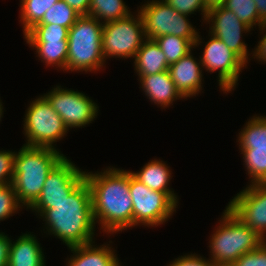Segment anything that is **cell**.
Segmentation results:
<instances>
[{
  "label": "cell",
  "mask_w": 266,
  "mask_h": 266,
  "mask_svg": "<svg viewBox=\"0 0 266 266\" xmlns=\"http://www.w3.org/2000/svg\"><path fill=\"white\" fill-rule=\"evenodd\" d=\"M69 29L57 24L34 25L24 34L26 42L68 40Z\"/></svg>",
  "instance_id": "obj_28"
},
{
  "label": "cell",
  "mask_w": 266,
  "mask_h": 266,
  "mask_svg": "<svg viewBox=\"0 0 266 266\" xmlns=\"http://www.w3.org/2000/svg\"><path fill=\"white\" fill-rule=\"evenodd\" d=\"M145 37L155 39L163 35H175L188 39L194 49L203 43L197 30L190 23L189 15L175 11L163 0H152L139 6Z\"/></svg>",
  "instance_id": "obj_6"
},
{
  "label": "cell",
  "mask_w": 266,
  "mask_h": 266,
  "mask_svg": "<svg viewBox=\"0 0 266 266\" xmlns=\"http://www.w3.org/2000/svg\"><path fill=\"white\" fill-rule=\"evenodd\" d=\"M16 151L0 150V185L12 183Z\"/></svg>",
  "instance_id": "obj_33"
},
{
  "label": "cell",
  "mask_w": 266,
  "mask_h": 266,
  "mask_svg": "<svg viewBox=\"0 0 266 266\" xmlns=\"http://www.w3.org/2000/svg\"><path fill=\"white\" fill-rule=\"evenodd\" d=\"M154 40L165 54L168 65L176 63L194 48L188 39L175 35H163Z\"/></svg>",
  "instance_id": "obj_25"
},
{
  "label": "cell",
  "mask_w": 266,
  "mask_h": 266,
  "mask_svg": "<svg viewBox=\"0 0 266 266\" xmlns=\"http://www.w3.org/2000/svg\"><path fill=\"white\" fill-rule=\"evenodd\" d=\"M129 189L133 204V227H157L176 212L179 203L176 193L153 191L136 179L130 170Z\"/></svg>",
  "instance_id": "obj_7"
},
{
  "label": "cell",
  "mask_w": 266,
  "mask_h": 266,
  "mask_svg": "<svg viewBox=\"0 0 266 266\" xmlns=\"http://www.w3.org/2000/svg\"><path fill=\"white\" fill-rule=\"evenodd\" d=\"M138 78L141 83L140 88L144 91L147 99L161 108H169L174 101L185 99L177 90L168 70L157 74L138 76Z\"/></svg>",
  "instance_id": "obj_16"
},
{
  "label": "cell",
  "mask_w": 266,
  "mask_h": 266,
  "mask_svg": "<svg viewBox=\"0 0 266 266\" xmlns=\"http://www.w3.org/2000/svg\"><path fill=\"white\" fill-rule=\"evenodd\" d=\"M209 24V33L220 39L234 53H236L246 64L251 56L247 44L242 40L243 33H248L252 28L240 21L233 11L224 6L213 8L208 11L204 23ZM211 24V25H210Z\"/></svg>",
  "instance_id": "obj_14"
},
{
  "label": "cell",
  "mask_w": 266,
  "mask_h": 266,
  "mask_svg": "<svg viewBox=\"0 0 266 266\" xmlns=\"http://www.w3.org/2000/svg\"><path fill=\"white\" fill-rule=\"evenodd\" d=\"M210 39L199 57L203 69L213 73L218 71V86L224 93H231L238 85L240 72L247 64L224 42L209 33Z\"/></svg>",
  "instance_id": "obj_10"
},
{
  "label": "cell",
  "mask_w": 266,
  "mask_h": 266,
  "mask_svg": "<svg viewBox=\"0 0 266 266\" xmlns=\"http://www.w3.org/2000/svg\"><path fill=\"white\" fill-rule=\"evenodd\" d=\"M58 1L59 0H21L19 18L23 26V34L39 23L46 11Z\"/></svg>",
  "instance_id": "obj_24"
},
{
  "label": "cell",
  "mask_w": 266,
  "mask_h": 266,
  "mask_svg": "<svg viewBox=\"0 0 266 266\" xmlns=\"http://www.w3.org/2000/svg\"><path fill=\"white\" fill-rule=\"evenodd\" d=\"M95 224L113 235L133 227V204L129 189V171L107 167L97 173L86 172Z\"/></svg>",
  "instance_id": "obj_1"
},
{
  "label": "cell",
  "mask_w": 266,
  "mask_h": 266,
  "mask_svg": "<svg viewBox=\"0 0 266 266\" xmlns=\"http://www.w3.org/2000/svg\"><path fill=\"white\" fill-rule=\"evenodd\" d=\"M45 221L48 235L69 248L94 242L95 221L90 187L84 180L68 198L52 204V209H30Z\"/></svg>",
  "instance_id": "obj_2"
},
{
  "label": "cell",
  "mask_w": 266,
  "mask_h": 266,
  "mask_svg": "<svg viewBox=\"0 0 266 266\" xmlns=\"http://www.w3.org/2000/svg\"><path fill=\"white\" fill-rule=\"evenodd\" d=\"M29 233H22L16 241L11 240L8 266H46L41 244Z\"/></svg>",
  "instance_id": "obj_18"
},
{
  "label": "cell",
  "mask_w": 266,
  "mask_h": 266,
  "mask_svg": "<svg viewBox=\"0 0 266 266\" xmlns=\"http://www.w3.org/2000/svg\"><path fill=\"white\" fill-rule=\"evenodd\" d=\"M237 138L239 149H266V116L250 117Z\"/></svg>",
  "instance_id": "obj_22"
},
{
  "label": "cell",
  "mask_w": 266,
  "mask_h": 266,
  "mask_svg": "<svg viewBox=\"0 0 266 266\" xmlns=\"http://www.w3.org/2000/svg\"><path fill=\"white\" fill-rule=\"evenodd\" d=\"M232 266H266V240L256 250L239 257Z\"/></svg>",
  "instance_id": "obj_32"
},
{
  "label": "cell",
  "mask_w": 266,
  "mask_h": 266,
  "mask_svg": "<svg viewBox=\"0 0 266 266\" xmlns=\"http://www.w3.org/2000/svg\"><path fill=\"white\" fill-rule=\"evenodd\" d=\"M64 157L56 148L27 145L15 153L12 185L24 208L39 197L48 174Z\"/></svg>",
  "instance_id": "obj_3"
},
{
  "label": "cell",
  "mask_w": 266,
  "mask_h": 266,
  "mask_svg": "<svg viewBox=\"0 0 266 266\" xmlns=\"http://www.w3.org/2000/svg\"><path fill=\"white\" fill-rule=\"evenodd\" d=\"M219 226L210 236V260L215 266H232L245 253L256 250L264 240L226 206Z\"/></svg>",
  "instance_id": "obj_4"
},
{
  "label": "cell",
  "mask_w": 266,
  "mask_h": 266,
  "mask_svg": "<svg viewBox=\"0 0 266 266\" xmlns=\"http://www.w3.org/2000/svg\"><path fill=\"white\" fill-rule=\"evenodd\" d=\"M131 14L123 0H91L88 11V16L101 23L123 19Z\"/></svg>",
  "instance_id": "obj_23"
},
{
  "label": "cell",
  "mask_w": 266,
  "mask_h": 266,
  "mask_svg": "<svg viewBox=\"0 0 266 266\" xmlns=\"http://www.w3.org/2000/svg\"><path fill=\"white\" fill-rule=\"evenodd\" d=\"M227 207L245 225L266 240V183L248 184Z\"/></svg>",
  "instance_id": "obj_13"
},
{
  "label": "cell",
  "mask_w": 266,
  "mask_h": 266,
  "mask_svg": "<svg viewBox=\"0 0 266 266\" xmlns=\"http://www.w3.org/2000/svg\"><path fill=\"white\" fill-rule=\"evenodd\" d=\"M103 23L81 15L68 32L67 72H97L104 66Z\"/></svg>",
  "instance_id": "obj_5"
},
{
  "label": "cell",
  "mask_w": 266,
  "mask_h": 266,
  "mask_svg": "<svg viewBox=\"0 0 266 266\" xmlns=\"http://www.w3.org/2000/svg\"><path fill=\"white\" fill-rule=\"evenodd\" d=\"M81 15L64 0L56 2L36 25L57 24L70 29Z\"/></svg>",
  "instance_id": "obj_27"
},
{
  "label": "cell",
  "mask_w": 266,
  "mask_h": 266,
  "mask_svg": "<svg viewBox=\"0 0 266 266\" xmlns=\"http://www.w3.org/2000/svg\"><path fill=\"white\" fill-rule=\"evenodd\" d=\"M51 103L54 111L62 118L68 130L84 128L98 115L99 106L89 96L72 89L55 86L43 94Z\"/></svg>",
  "instance_id": "obj_11"
},
{
  "label": "cell",
  "mask_w": 266,
  "mask_h": 266,
  "mask_svg": "<svg viewBox=\"0 0 266 266\" xmlns=\"http://www.w3.org/2000/svg\"><path fill=\"white\" fill-rule=\"evenodd\" d=\"M226 9L233 11L238 19L253 29L260 28L263 23L259 20L256 3L253 0H226L223 5Z\"/></svg>",
  "instance_id": "obj_29"
},
{
  "label": "cell",
  "mask_w": 266,
  "mask_h": 266,
  "mask_svg": "<svg viewBox=\"0 0 266 266\" xmlns=\"http://www.w3.org/2000/svg\"><path fill=\"white\" fill-rule=\"evenodd\" d=\"M85 180V171L66 156L48 174L39 197L26 209H52V204L68 198Z\"/></svg>",
  "instance_id": "obj_12"
},
{
  "label": "cell",
  "mask_w": 266,
  "mask_h": 266,
  "mask_svg": "<svg viewBox=\"0 0 266 266\" xmlns=\"http://www.w3.org/2000/svg\"><path fill=\"white\" fill-rule=\"evenodd\" d=\"M135 14V16H134ZM146 39L141 14L103 23L102 52L108 58H134Z\"/></svg>",
  "instance_id": "obj_9"
},
{
  "label": "cell",
  "mask_w": 266,
  "mask_h": 266,
  "mask_svg": "<svg viewBox=\"0 0 266 266\" xmlns=\"http://www.w3.org/2000/svg\"><path fill=\"white\" fill-rule=\"evenodd\" d=\"M80 15H88L91 0H64Z\"/></svg>",
  "instance_id": "obj_37"
},
{
  "label": "cell",
  "mask_w": 266,
  "mask_h": 266,
  "mask_svg": "<svg viewBox=\"0 0 266 266\" xmlns=\"http://www.w3.org/2000/svg\"><path fill=\"white\" fill-rule=\"evenodd\" d=\"M3 105H2V102L0 100V121H1V118L3 117Z\"/></svg>",
  "instance_id": "obj_40"
},
{
  "label": "cell",
  "mask_w": 266,
  "mask_h": 266,
  "mask_svg": "<svg viewBox=\"0 0 266 266\" xmlns=\"http://www.w3.org/2000/svg\"><path fill=\"white\" fill-rule=\"evenodd\" d=\"M250 185L266 183V149H240Z\"/></svg>",
  "instance_id": "obj_26"
},
{
  "label": "cell",
  "mask_w": 266,
  "mask_h": 266,
  "mask_svg": "<svg viewBox=\"0 0 266 266\" xmlns=\"http://www.w3.org/2000/svg\"><path fill=\"white\" fill-rule=\"evenodd\" d=\"M23 205L18 201L12 183L0 185V221L17 214Z\"/></svg>",
  "instance_id": "obj_30"
},
{
  "label": "cell",
  "mask_w": 266,
  "mask_h": 266,
  "mask_svg": "<svg viewBox=\"0 0 266 266\" xmlns=\"http://www.w3.org/2000/svg\"><path fill=\"white\" fill-rule=\"evenodd\" d=\"M194 58L192 51L176 63L169 65L168 71L177 90L187 100L201 93L203 80V66L201 60ZM202 69V70H201Z\"/></svg>",
  "instance_id": "obj_15"
},
{
  "label": "cell",
  "mask_w": 266,
  "mask_h": 266,
  "mask_svg": "<svg viewBox=\"0 0 266 266\" xmlns=\"http://www.w3.org/2000/svg\"><path fill=\"white\" fill-rule=\"evenodd\" d=\"M26 43L36 50L37 57L46 66H56L67 72L68 40Z\"/></svg>",
  "instance_id": "obj_21"
},
{
  "label": "cell",
  "mask_w": 266,
  "mask_h": 266,
  "mask_svg": "<svg viewBox=\"0 0 266 266\" xmlns=\"http://www.w3.org/2000/svg\"><path fill=\"white\" fill-rule=\"evenodd\" d=\"M167 165L166 162L154 158V160L146 163L140 171H131V173L136 179L153 191L174 192L169 186L170 180L172 179V171Z\"/></svg>",
  "instance_id": "obj_20"
},
{
  "label": "cell",
  "mask_w": 266,
  "mask_h": 266,
  "mask_svg": "<svg viewBox=\"0 0 266 266\" xmlns=\"http://www.w3.org/2000/svg\"><path fill=\"white\" fill-rule=\"evenodd\" d=\"M167 266H215V264L208 258L197 254H185L179 256Z\"/></svg>",
  "instance_id": "obj_34"
},
{
  "label": "cell",
  "mask_w": 266,
  "mask_h": 266,
  "mask_svg": "<svg viewBox=\"0 0 266 266\" xmlns=\"http://www.w3.org/2000/svg\"><path fill=\"white\" fill-rule=\"evenodd\" d=\"M11 238L0 232V266H8Z\"/></svg>",
  "instance_id": "obj_36"
},
{
  "label": "cell",
  "mask_w": 266,
  "mask_h": 266,
  "mask_svg": "<svg viewBox=\"0 0 266 266\" xmlns=\"http://www.w3.org/2000/svg\"><path fill=\"white\" fill-rule=\"evenodd\" d=\"M226 0H204L205 8L209 11L213 8L223 6Z\"/></svg>",
  "instance_id": "obj_39"
},
{
  "label": "cell",
  "mask_w": 266,
  "mask_h": 266,
  "mask_svg": "<svg viewBox=\"0 0 266 266\" xmlns=\"http://www.w3.org/2000/svg\"><path fill=\"white\" fill-rule=\"evenodd\" d=\"M256 3L259 20L266 23V0H253Z\"/></svg>",
  "instance_id": "obj_38"
},
{
  "label": "cell",
  "mask_w": 266,
  "mask_h": 266,
  "mask_svg": "<svg viewBox=\"0 0 266 266\" xmlns=\"http://www.w3.org/2000/svg\"><path fill=\"white\" fill-rule=\"evenodd\" d=\"M260 33L263 34L266 32V23H264L260 28ZM253 53V54H252ZM251 55L253 58L258 60L259 62L266 63V33H264L258 42L257 46L254 48V51L252 50Z\"/></svg>",
  "instance_id": "obj_35"
},
{
  "label": "cell",
  "mask_w": 266,
  "mask_h": 266,
  "mask_svg": "<svg viewBox=\"0 0 266 266\" xmlns=\"http://www.w3.org/2000/svg\"><path fill=\"white\" fill-rule=\"evenodd\" d=\"M93 243L69 247L73 255L67 259V266H122L110 244L96 246Z\"/></svg>",
  "instance_id": "obj_17"
},
{
  "label": "cell",
  "mask_w": 266,
  "mask_h": 266,
  "mask_svg": "<svg viewBox=\"0 0 266 266\" xmlns=\"http://www.w3.org/2000/svg\"><path fill=\"white\" fill-rule=\"evenodd\" d=\"M25 113L23 134L27 141L23 145L54 149L56 147L53 144L69 132L62 118L44 95L30 101Z\"/></svg>",
  "instance_id": "obj_8"
},
{
  "label": "cell",
  "mask_w": 266,
  "mask_h": 266,
  "mask_svg": "<svg viewBox=\"0 0 266 266\" xmlns=\"http://www.w3.org/2000/svg\"><path fill=\"white\" fill-rule=\"evenodd\" d=\"M165 54L154 39L146 38L134 57V70L138 76L157 74L168 70Z\"/></svg>",
  "instance_id": "obj_19"
},
{
  "label": "cell",
  "mask_w": 266,
  "mask_h": 266,
  "mask_svg": "<svg viewBox=\"0 0 266 266\" xmlns=\"http://www.w3.org/2000/svg\"><path fill=\"white\" fill-rule=\"evenodd\" d=\"M166 4L171 6L175 11L185 14L191 15L195 12L201 11L203 22L207 18L208 10L205 8L204 0H163Z\"/></svg>",
  "instance_id": "obj_31"
}]
</instances>
